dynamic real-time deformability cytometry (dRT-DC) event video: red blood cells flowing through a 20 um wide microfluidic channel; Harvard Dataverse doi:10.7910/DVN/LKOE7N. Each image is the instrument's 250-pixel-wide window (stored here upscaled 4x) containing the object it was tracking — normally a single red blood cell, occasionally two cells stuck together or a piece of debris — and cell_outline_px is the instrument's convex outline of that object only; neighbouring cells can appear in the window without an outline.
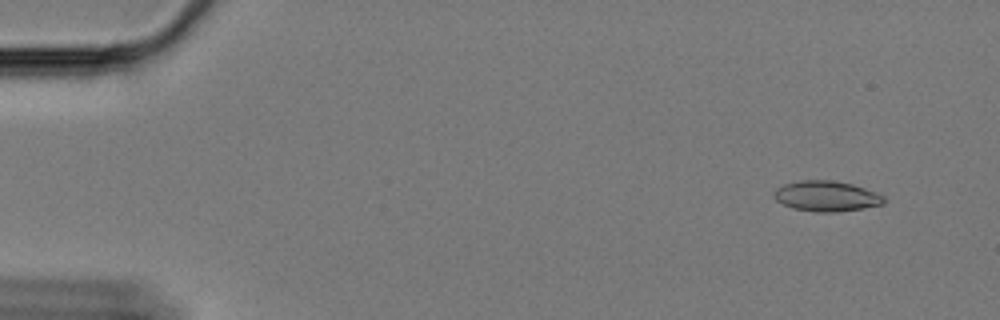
{"species": "Egyptian fruit bat (a non-hibernating species)", "species_latin": "Rousettus aegyptiacus", "temperature_condition": "cold", "stored_images_in_passage": 60, "camera_frame_rate_fps": 3000, "um_per_image_px": 0.085, "animal": {"sex": "female"}, "frame": {"image": 1, "passage_image": 4, "time_ms": 1.0, "image_size_px": [1000, 320], "cell_outline_px": [[884, 204], [864, 208], [836, 212], [816, 212], [792, 208], [776, 200], [772, 196], [772, 192], [776, 188], [784, 184], [800, 180], [832, 180], [852, 184], [876, 192], [884, 196]], "centroid_in_image_um": [70.22, 16.67], "position_along_channel_um": 14.8, "area_um2": 19.59}}
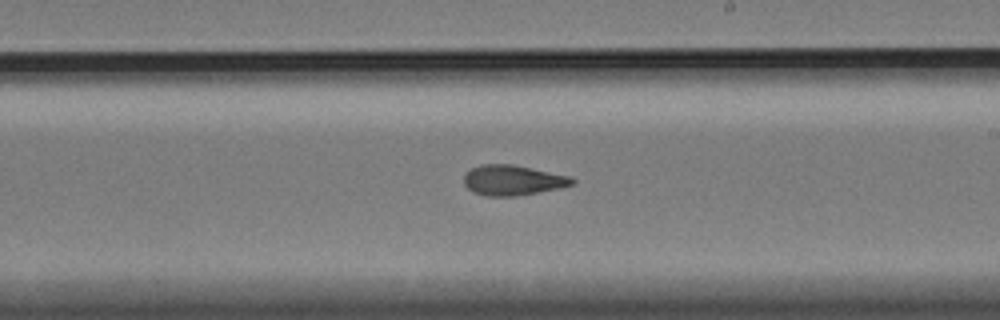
{"frame": {"image": 2, "passage_image": 35, "time_ms": 11.333, "image_size_px": [1000, 320], "cell_outline_px": [[576, 184], [560, 188], [516, 196], [488, 196], [472, 192], [464, 184], [464, 176], [472, 168], [484, 164], [512, 164], [572, 176], [576, 180]], "centroid_in_image_um": [43.63, 15.32], "position_along_channel_um": 245.4, "area_um2": 19.13}}
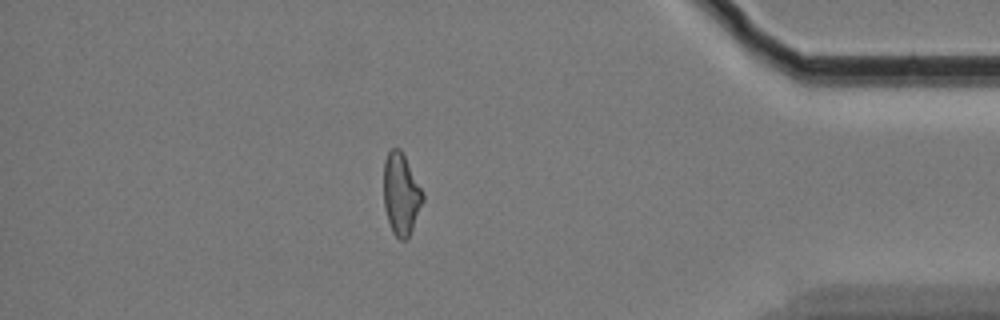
{"frame": {"image": 3, "passage_image": 52, "time_ms": 17.0, "image_size_px": [1000, 320], "cell_outline_px": [[424, 200], [412, 228], [408, 236], [404, 240], [400, 240], [392, 232], [384, 208], [384, 160], [388, 152], [392, 148], [400, 148], [424, 196]], "centroid_in_image_um": [34.07, 16.5], "position_along_channel_um": 401.1, "area_um2": 18.21}, "authors_computed_cell_mechanics": {"area_um2": 19.1029, "velocity_mm_per_s": 3.33, "shape_relaxation_time_tau1_ms": null, "shape_relaxation_time_tau2_ms": 3.6197, "deformation_change_tau1": null, "deformation_change_tau2": 0.1194}}